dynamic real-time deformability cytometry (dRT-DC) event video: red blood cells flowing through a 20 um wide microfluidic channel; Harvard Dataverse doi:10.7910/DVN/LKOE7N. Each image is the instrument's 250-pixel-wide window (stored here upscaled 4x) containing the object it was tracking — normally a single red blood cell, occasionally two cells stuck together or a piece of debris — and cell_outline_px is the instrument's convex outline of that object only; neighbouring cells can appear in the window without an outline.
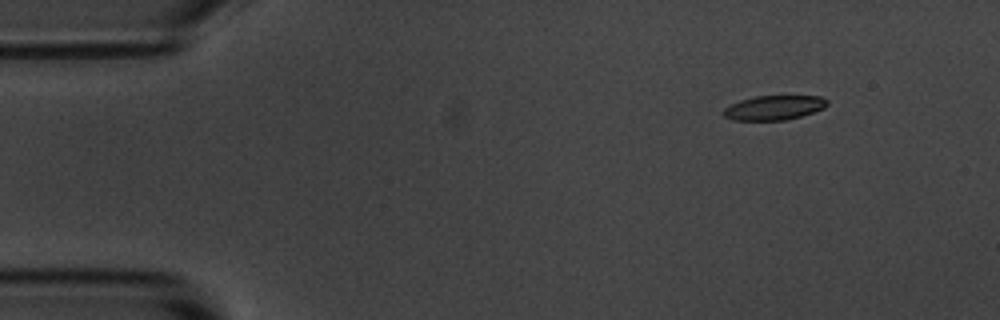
{"species": "common noctule bat (a hibernating species)", "species_latin": "Nyctalus noctula", "temperature_condition": "room temperature", "stored_images_in_passage": 5, "camera_frame_rate_fps": 3000, "um_per_image_px": 0.085, "animal": {"sex": "male", "body_mass_g": 20.1, "forearm_length_mm": 53.5}, "frame": {"image": 1, "passage_image": 2, "time_ms": 1.0, "image_size_px": [1000, 320], "cell_outline_px": [[828, 104], [824, 108], [800, 116], [784, 120], [732, 120], [724, 116], [724, 108], [740, 100], [756, 96], [820, 96], [828, 100]], "centroid_in_image_um": [65.8, 9.15], "position_along_channel_um": 19.2, "area_um2": 14.62}}